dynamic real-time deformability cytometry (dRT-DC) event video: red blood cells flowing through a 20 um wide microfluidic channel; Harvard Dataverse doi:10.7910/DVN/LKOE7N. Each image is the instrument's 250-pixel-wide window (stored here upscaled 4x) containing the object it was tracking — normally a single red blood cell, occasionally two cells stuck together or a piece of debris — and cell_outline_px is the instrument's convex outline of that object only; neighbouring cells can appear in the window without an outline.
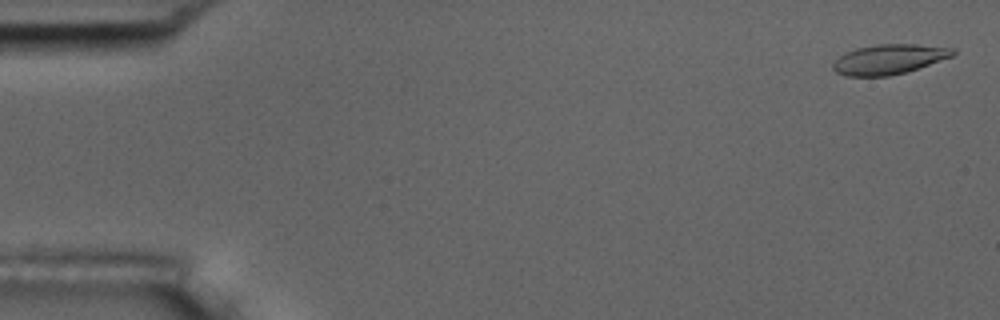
{"species": "common noctule bat (a hibernating species)", "species_latin": "Nyctalus noctula", "temperature_condition": "room temperature", "stored_images_in_passage": 55, "camera_frame_rate_fps": 3000, "um_per_image_px": 0.085, "animal": {"sex": "male", "body_mass_g": 17.5, "forearm_length_mm": 52.3}, "frame": {"image": 1, "passage_image": 2, "time_ms": 0.333, "image_size_px": [1000, 320], "cell_outline_px": [[956, 52], [952, 56], [904, 72], [888, 76], [844, 76], [836, 72], [832, 68], [832, 64], [840, 56], [856, 48], [876, 44], [916, 44], [956, 48]], "centroid_in_image_um": [75.55, 5.03], "position_along_channel_um": 9.5, "area_um2": 20.63}}
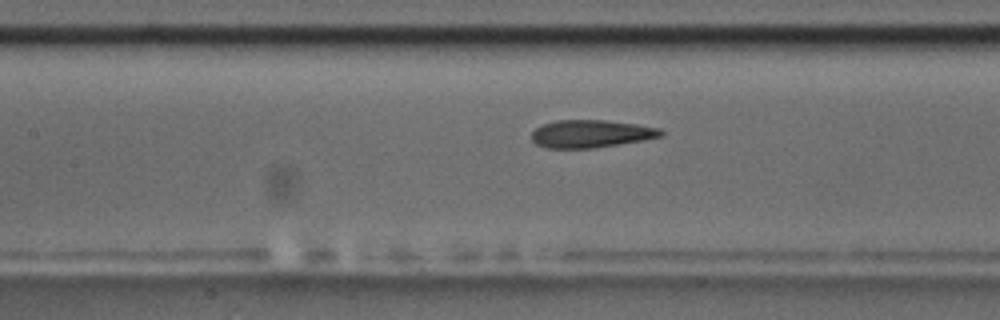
{"frame": {"image": 2, "passage_image": 25, "time_ms": 8.0, "image_size_px": [1000, 320], "cell_outline_px": [[664, 136], [644, 140], [620, 144], [592, 148], [544, 148], [536, 144], [532, 140], [532, 132], [536, 128], [544, 124], [556, 120], [604, 120], [636, 124], [660, 128], [664, 132]], "centroid_in_image_um": [50.25, 11.37], "position_along_channel_um": 157.2, "area_um2": 20.92}}
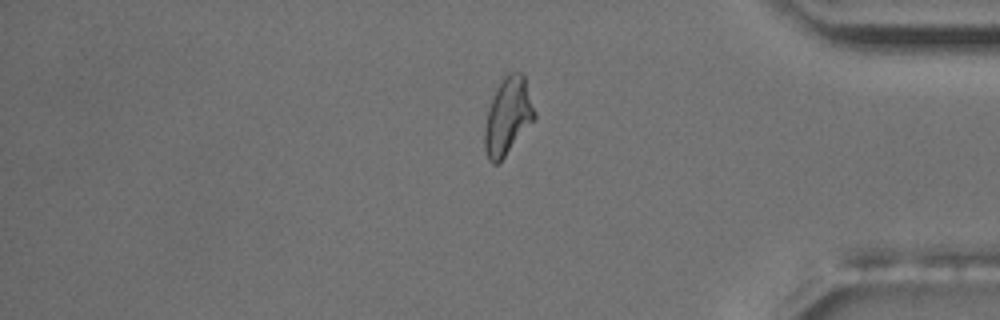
{"frame": {"image": 3, "passage_image": 46, "time_ms": 15.0, "image_size_px": [1000, 320], "cell_outline_px": [[536, 120], [504, 156], [496, 164], [492, 164], [488, 160], [484, 148], [484, 128], [488, 108], [504, 76], [508, 72], [524, 72], [536, 112]], "centroid_in_image_um": [43.2, 9.87], "position_along_channel_um": 392.0, "area_um2": 22.54}, "authors_computed_cell_mechanics": {"area_um2": 21.386, "velocity_mm_per_s": 3.6908, "shape_relaxation_time_tau1_ms": null, "shape_relaxation_time_tau2_ms": 2.1259, "deformation_change_tau1": null, "deformation_change_tau2": 0.0848}}